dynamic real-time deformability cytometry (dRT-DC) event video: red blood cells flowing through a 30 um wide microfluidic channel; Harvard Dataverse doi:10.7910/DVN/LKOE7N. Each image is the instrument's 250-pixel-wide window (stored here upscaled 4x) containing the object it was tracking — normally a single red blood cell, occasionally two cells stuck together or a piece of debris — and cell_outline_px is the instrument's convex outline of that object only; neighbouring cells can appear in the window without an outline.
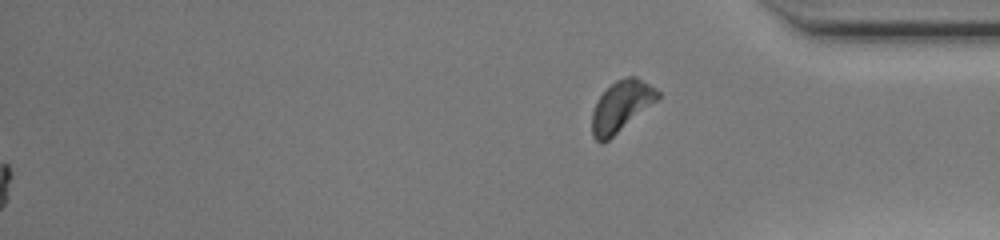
{"species": "common noctule bat (a hibernating species)", "species_latin": "Nyctalus noctula", "temperature_condition": "warm", "stored_images_in_passage": 50, "segment_of_instrument_passage": [2, 2], "camera_frame_rate_fps": 3000, "um_per_image_px": 0.085, "animal": {"sex": "female", "body_mass_g": 20.0, "forearm_length_mm": 54.0}, "frame": {"image": 1, "passage_image": 50, "time_ms": 16.333, "image_size_px": [1000, 240], "cell_outline_px": [[660, 96], [656, 100], [604, 144], [600, 144], [592, 136], [592, 112], [596, 100], [616, 80], [628, 76], [636, 76], [656, 88], [660, 92]], "centroid_in_image_um": [52.77, 9.04], "position_along_channel_um": 382.4, "area_um2": 19.25}}